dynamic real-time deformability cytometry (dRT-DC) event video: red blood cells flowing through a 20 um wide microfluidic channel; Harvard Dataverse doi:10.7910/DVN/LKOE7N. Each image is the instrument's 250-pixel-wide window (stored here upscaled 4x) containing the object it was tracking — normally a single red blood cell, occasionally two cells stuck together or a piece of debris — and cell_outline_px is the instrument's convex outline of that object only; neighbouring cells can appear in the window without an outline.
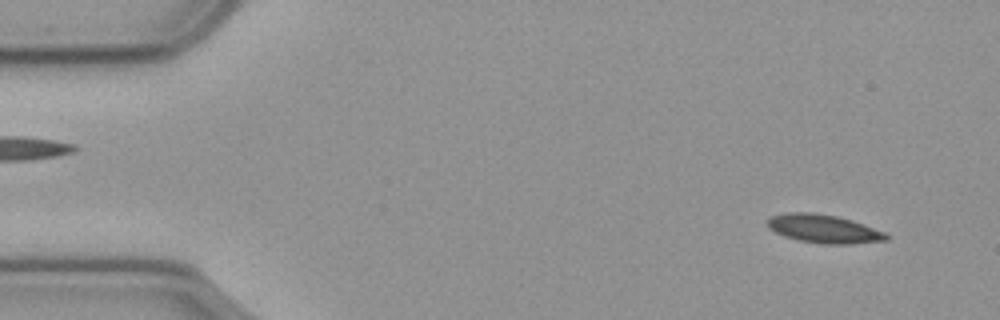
{"species": "common noctule bat (a hibernating species)", "species_latin": "Nyctalus noctula", "temperature_condition": "cold", "stored_images_in_passage": 54, "camera_frame_rate_fps": 3000, "um_per_image_px": 0.085, "animal": {"sex": "male", "body_mass_g": 23.1, "forearm_length_mm": 52.7}, "frame": {"image": 1, "passage_image": 1, "time_ms": 0.0, "image_size_px": [1000, 320], "cell_outline_px": [[888, 240], [848, 244], [820, 244], [800, 240], [784, 236], [768, 228], [768, 220], [772, 216], [788, 212], [812, 212], [836, 216], [852, 220], [888, 232]], "centroid_in_image_um": [70.06, 19.45], "position_along_channel_um": 14.9, "area_um2": 19.71}}
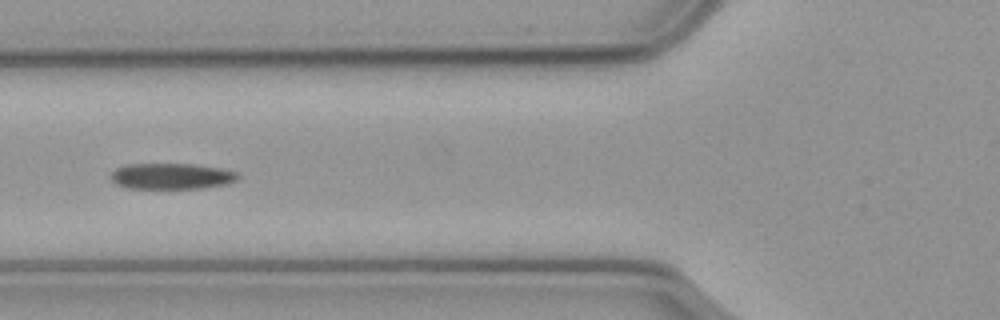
{"frame": {"image": 2, "passage_image": 18, "time_ms": 5.667, "image_size_px": [1000, 320], "cell_outline_px": [[240, 176], [236, 180], [228, 184], [204, 188], [124, 188], [116, 184], [112, 180], [112, 172], [116, 168], [124, 164], [196, 164], [220, 168], [240, 172]], "centroid_in_image_um": [14.62, 14.97], "position_along_channel_um": 111.2, "area_um2": 19.42}}
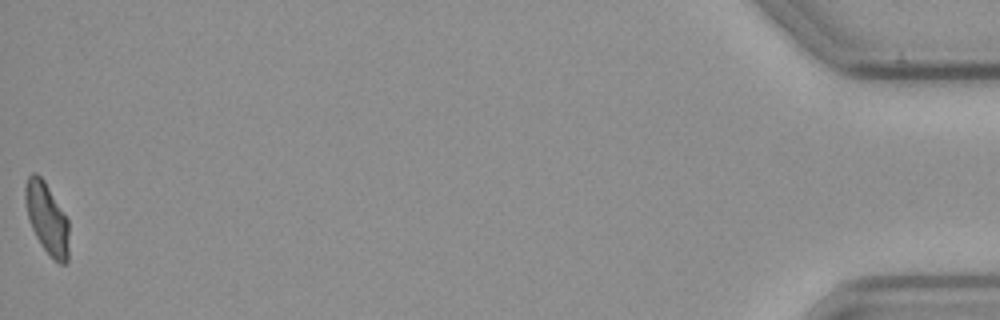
{"frame": {"image": 3, "passage_image": 54, "time_ms": 17.667, "image_size_px": [1000, 320], "cell_outline_px": [[68, 260], [64, 264], [60, 264], [44, 248], [36, 236], [32, 228], [28, 216], [24, 200], [24, 188], [28, 176], [32, 172], [36, 172], [44, 180], [68, 220]], "centroid_in_image_um": [3.97, 18.52], "position_along_channel_um": 431.2, "area_um2": 17.8}, "authors_computed_cell_mechanics": {"area_um2": 19.4208, "velocity_mm_per_s": 3.5571, "shape_relaxation_time_tau1_ms": 7.6944, "shape_relaxation_time_tau2_ms": null, "deformation_change_tau1": 0.1528, "deformation_change_tau2": null}}